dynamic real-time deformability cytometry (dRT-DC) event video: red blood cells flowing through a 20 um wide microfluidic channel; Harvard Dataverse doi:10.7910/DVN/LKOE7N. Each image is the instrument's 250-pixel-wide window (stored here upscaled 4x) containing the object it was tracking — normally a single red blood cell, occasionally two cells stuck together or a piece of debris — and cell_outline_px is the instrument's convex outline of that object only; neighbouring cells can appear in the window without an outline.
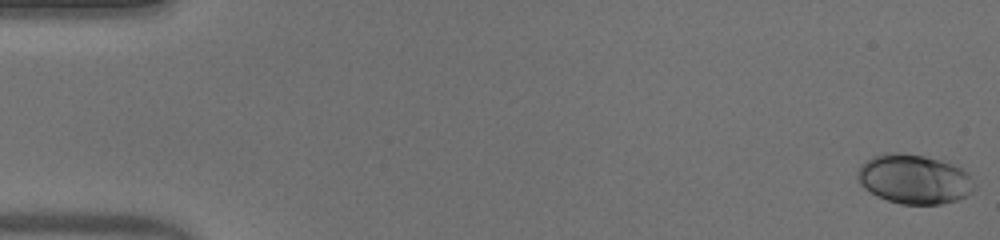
{"species": "human", "species_latin": "Homo sapiens", "temperature_condition": "warm", "stored_images_in_passage": 53, "camera_frame_rate_fps": 3000, "um_per_image_px": 0.085, "donor": {"sex": "male"}, "frame": {"image": 1, "passage_image": 1, "time_ms": 0.0, "image_size_px": [1000, 240], "cell_outline_px": [[976, 188], [968, 196], [956, 200], [940, 204], [900, 204], [876, 196], [864, 188], [860, 184], [856, 176], [856, 172], [860, 164], [872, 156], [884, 152], [896, 152], [924, 156], [940, 160], [952, 164], [968, 172], [976, 184]], "centroid_in_image_um": [77.69, 15.22], "position_along_channel_um": 7.3, "area_um2": 34.04}}
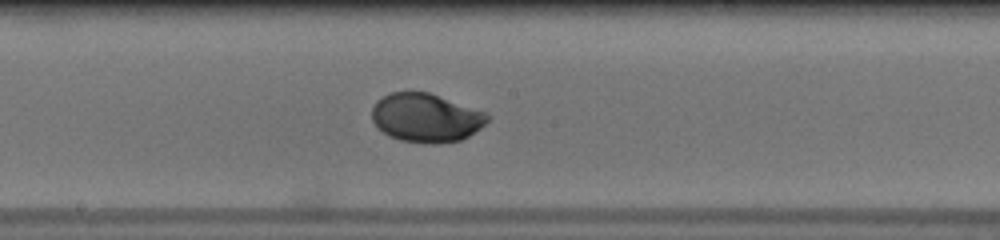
{"frame": {"image": 2, "passage_image": 29, "time_ms": 9.333, "image_size_px": [1000, 240], "cell_outline_px": [[488, 120], [480, 128], [468, 136], [460, 140], [436, 144], [428, 144], [400, 140], [388, 136], [376, 128], [372, 120], [372, 108], [376, 100], [388, 92], [428, 92], [484, 112], [488, 116]], "centroid_in_image_um": [36.13, 10.02], "position_along_channel_um": 212.1, "area_um2": 32.77}}
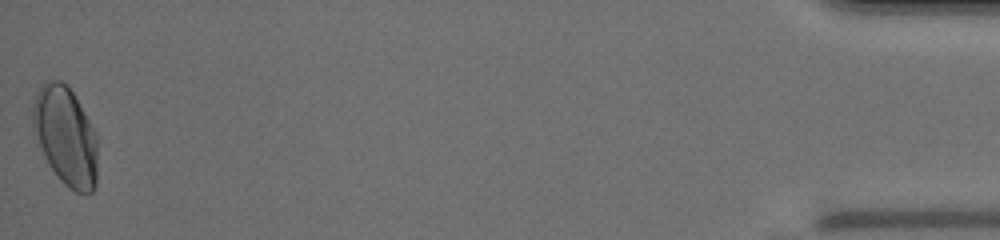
{"frame": {"image": 3, "passage_image": 53, "time_ms": 17.333, "image_size_px": [1000, 240], "cell_outline_px": [[96, 184], [92, 192], [76, 192], [64, 184], [60, 180], [44, 156], [32, 128], [32, 104], [36, 92], [40, 84], [44, 80], [60, 80], [68, 84], [96, 132]], "centroid_in_image_um": [5.55, 11.5], "position_along_channel_um": 429.7, "area_um2": 37.34}, "authors_computed_cell_mechanics": {"area_um2": 32.4836, "velocity_mm_per_s": 3.908, "shape_relaxation_time_tau1_ms": 2.6887, "shape_relaxation_time_tau2_ms": null, "deformation_change_tau1": 0.1399, "deformation_change_tau2": null}}